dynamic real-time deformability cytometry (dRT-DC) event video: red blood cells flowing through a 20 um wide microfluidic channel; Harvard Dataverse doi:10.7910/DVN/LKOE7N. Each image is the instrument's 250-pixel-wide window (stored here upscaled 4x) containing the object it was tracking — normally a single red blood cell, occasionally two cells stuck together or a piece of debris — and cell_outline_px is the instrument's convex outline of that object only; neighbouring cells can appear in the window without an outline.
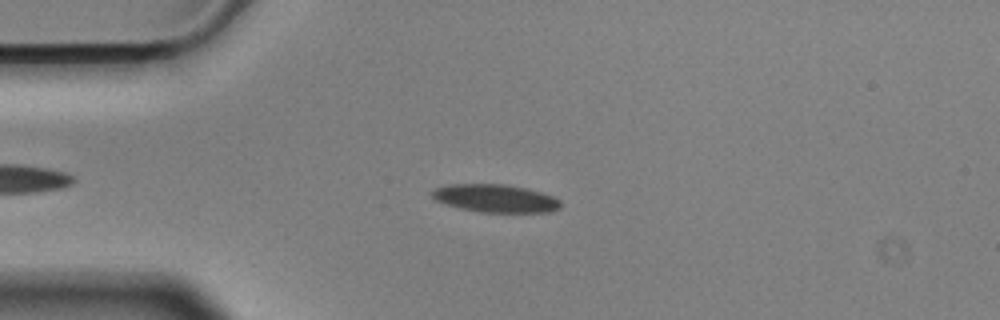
{"species": "Egyptian fruit bat (a non-hibernating species)", "species_latin": "Rousettus aegyptiacus", "temperature_condition": "cold", "stored_images_in_passage": 51, "camera_frame_rate_fps": 3000, "um_per_image_px": 0.085, "animal": {"sex": "male"}, "frame": {"image": 1, "passage_image": 13, "time_ms": 4.0, "image_size_px": [1000, 320], "cell_outline_px": [[560, 208], [548, 212], [480, 212], [460, 208], [436, 200], [432, 196], [432, 192], [436, 188], [448, 184], [504, 184], [524, 188], [540, 192], [552, 196], [560, 200]], "centroid_in_image_um": [42.11, 16.86], "position_along_channel_um": 42.9, "area_um2": 20.63}}
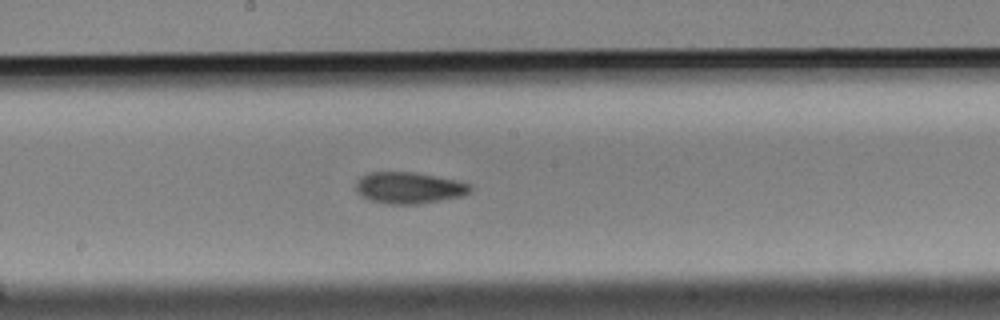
{"frame": {"image": 2, "passage_image": 29, "time_ms": 9.333, "image_size_px": [1000, 320], "cell_outline_px": [[472, 188], [468, 192], [460, 196], [416, 204], [388, 204], [372, 200], [356, 192], [356, 180], [360, 176], [368, 172], [412, 172], [456, 180], [472, 184]], "centroid_in_image_um": [34.73, 15.95], "position_along_channel_um": 213.5, "area_um2": 20.69}}
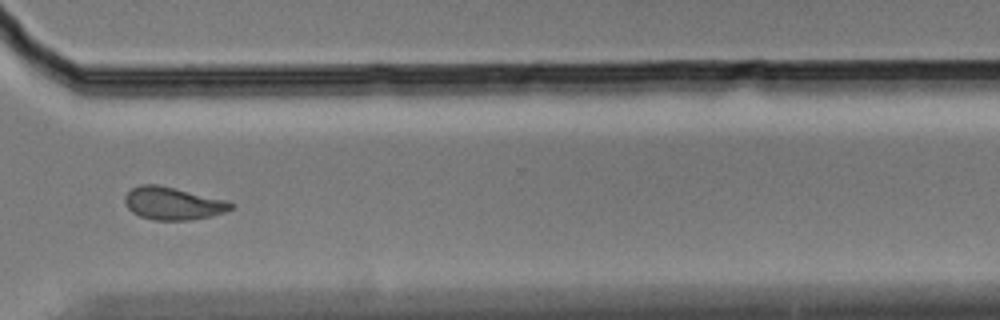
{"frame": {"image": 3, "passage_image": 41, "time_ms": 13.333, "image_size_px": [1000, 320], "cell_outline_px": [[232, 208], [224, 212], [208, 216], [188, 220], [152, 220], [140, 216], [132, 212], [124, 204], [124, 196], [132, 188], [140, 184], [156, 184], [228, 200], [232, 204]], "centroid_in_image_um": [14.65, 17.28], "position_along_channel_um": 356.0, "area_um2": 20.06}, "authors_computed_cell_mechanics": {"area_um2": 20.519, "velocity_mm_per_s": 3.5616, "shape_relaxation_time_tau1_ms": 5.1463, "shape_relaxation_time_tau2_ms": 3.5702, "deformation_change_tau1": 0.1394, "deformation_change_tau2": 0.0872}}